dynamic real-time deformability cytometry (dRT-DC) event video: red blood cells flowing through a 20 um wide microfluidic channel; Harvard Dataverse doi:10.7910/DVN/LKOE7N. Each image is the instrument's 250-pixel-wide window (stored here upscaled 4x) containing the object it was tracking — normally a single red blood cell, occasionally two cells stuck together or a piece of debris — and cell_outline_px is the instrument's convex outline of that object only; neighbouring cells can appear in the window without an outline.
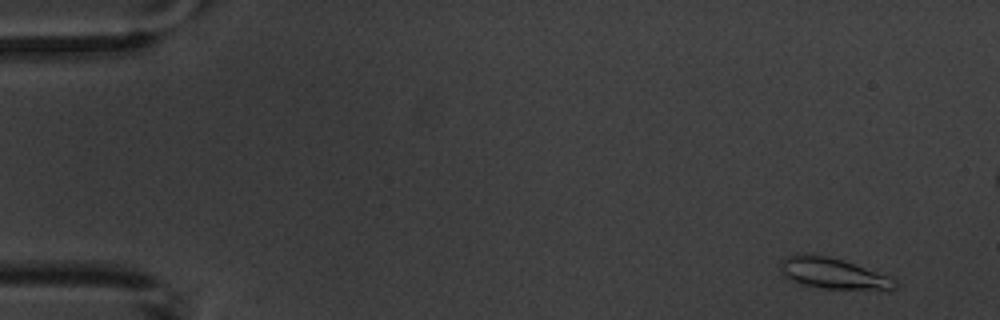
{"species": "common noctule bat (a hibernating species)", "species_latin": "Nyctalus noctula", "temperature_condition": "warm", "stored_images_in_passage": 5, "camera_frame_rate_fps": 3000, "um_per_image_px": 0.085, "animal": {"sex": "male", "body_mass_g": 20.1, "forearm_length_mm": 53.5}, "frame": {"image": 1, "passage_image": 1, "time_ms": 0.0, "image_size_px": [1000, 320], "cell_outline_px": [[896, 288], [888, 292], [820, 288], [800, 284], [788, 280], [780, 272], [780, 264], [788, 256], [828, 256], [888, 276], [896, 280]], "centroid_in_image_um": [70.89, 23.33], "position_along_channel_um": 14.1, "area_um2": 20.58}}